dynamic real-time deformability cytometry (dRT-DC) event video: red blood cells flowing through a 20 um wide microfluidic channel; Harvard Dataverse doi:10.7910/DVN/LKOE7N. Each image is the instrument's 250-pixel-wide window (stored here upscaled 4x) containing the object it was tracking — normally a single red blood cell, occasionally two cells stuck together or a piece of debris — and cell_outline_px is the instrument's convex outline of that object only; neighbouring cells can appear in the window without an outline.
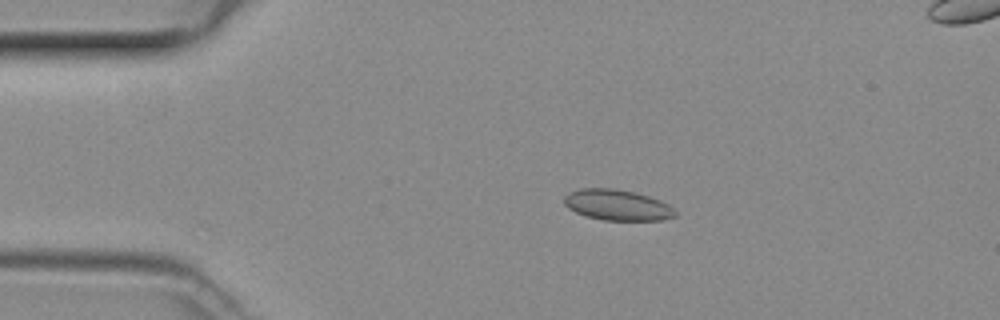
{"species": "common noctule bat (a hibernating species)", "species_latin": "Nyctalus noctula", "temperature_condition": "room temperature", "stored_images_in_passage": 22, "camera_frame_rate_fps": 3000, "um_per_image_px": 0.085, "animal": {"sex": "female", "body_mass_g": 29.2, "forearm_length_mm": 56.3}, "frame": {"image": 1, "passage_image": 2, "time_ms": 0.333, "image_size_px": [1000, 320], "cell_outline_px": [[676, 216], [660, 220], [604, 220], [588, 216], [576, 212], [568, 208], [564, 204], [564, 196], [580, 188], [612, 188], [632, 192], [648, 196], [660, 200], [668, 204], [676, 212]], "centroid_in_image_um": [52.47, 17.42], "position_along_channel_um": 32.5, "area_um2": 19.65}}
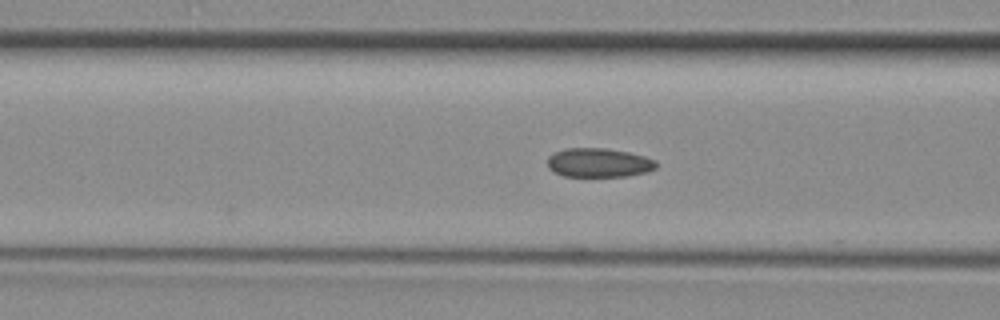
{"frame": {"image": 2, "passage_image": 11, "time_ms": 3.333, "image_size_px": [1000, 320], "cell_outline_px": [[656, 168], [644, 172], [624, 176], [564, 176], [548, 168], [548, 156], [556, 152], [568, 148], [604, 148], [628, 152], [644, 156], [656, 160]], "centroid_in_image_um": [50.89, 13.82], "position_along_channel_um": 115.7, "area_um2": 18.15}}
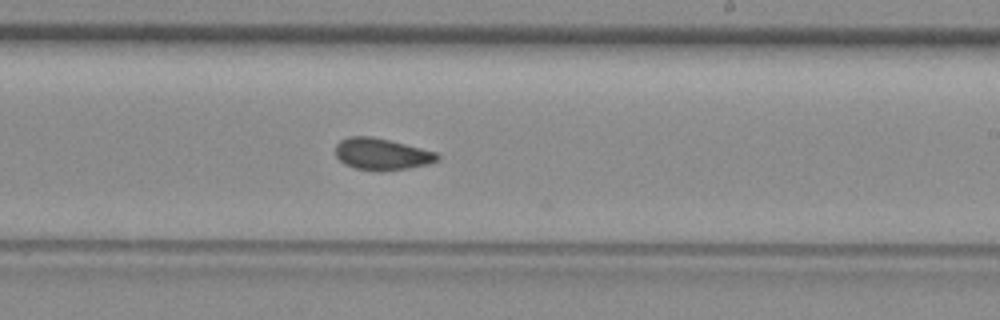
{"frame": {"image": 3, "passage_image": 21, "time_ms": 6.667, "image_size_px": [1000, 320], "cell_outline_px": [[440, 156], [436, 160], [428, 164], [408, 168], [356, 168], [344, 164], [336, 156], [336, 144], [340, 140], [348, 136], [372, 136], [436, 152]], "centroid_in_image_um": [32.41, 13.05], "position_along_channel_um": 256.6, "area_um2": 17.98}}